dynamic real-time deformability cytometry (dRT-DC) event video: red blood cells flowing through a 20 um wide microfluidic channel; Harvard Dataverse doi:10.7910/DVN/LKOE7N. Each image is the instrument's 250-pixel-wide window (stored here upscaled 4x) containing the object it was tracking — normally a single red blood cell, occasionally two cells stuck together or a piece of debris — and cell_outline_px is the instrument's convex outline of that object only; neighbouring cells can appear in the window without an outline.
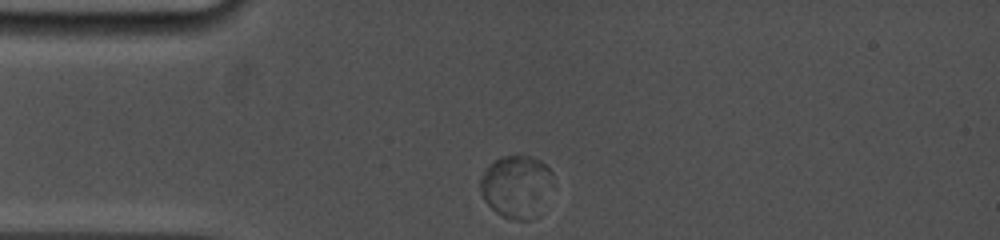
{"species": "common noctule bat (a hibernating species)", "species_latin": "Nyctalus noctula", "temperature_condition": "cold", "stored_images_in_passage": 25, "camera_frame_rate_fps": 5000, "um_per_image_px": 0.085, "animal": {"sex": "female", "body_mass_g": 19.0, "forearm_length_mm": 53.3}, "frame": {"image": 1, "passage_image": 1, "time_ms": 0.0, "image_size_px": [1000, 240], "cell_outline_px": [[552, 184], [528, 220], [516, 220], [504, 216], [496, 212], [484, 200], [480, 188], [480, 180], [488, 164], [504, 156], [532, 156], [540, 160], [552, 172]], "centroid_in_image_um": [43.82, 15.78], "position_along_channel_um": 41.2, "area_um2": 25.32}}
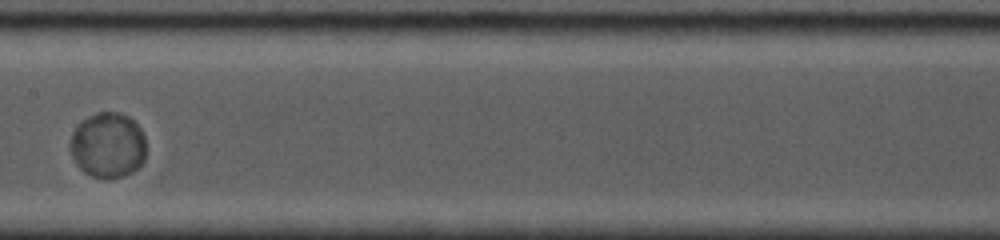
{"frame": {"image": 2, "passage_image": 11, "time_ms": 4.8, "image_size_px": [1000, 240], "cell_outline_px": [[144, 160], [132, 172], [124, 176], [108, 180], [104, 180], [92, 176], [84, 172], [76, 164], [68, 148], [68, 144], [72, 132], [88, 116], [96, 112], [120, 112], [128, 116], [140, 128], [144, 136]], "centroid_in_image_um": [9.13, 12.36], "position_along_channel_um": 198.3, "area_um2": 29.13}}
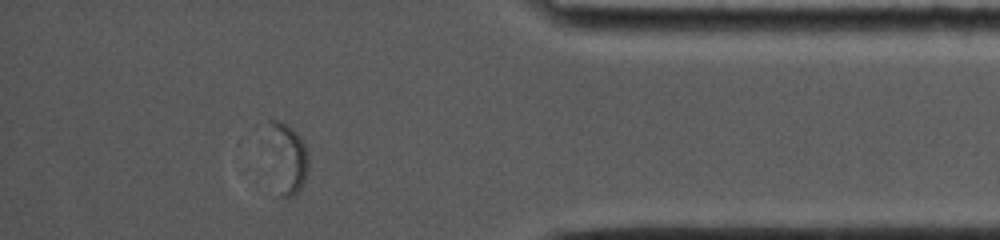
{"frame": {"image": 3, "passage_image": 22, "time_ms": 11.0, "image_size_px": [1000, 240], "cell_outline_px": [[308, 168], [304, 184], [292, 196], [280, 200], [268, 124], [268, 120], [276, 120], [292, 128], [300, 136], [308, 152]], "centroid_in_image_um": [24.49, 13.46], "position_along_channel_um": 410.7, "area_um2": 15.55}}